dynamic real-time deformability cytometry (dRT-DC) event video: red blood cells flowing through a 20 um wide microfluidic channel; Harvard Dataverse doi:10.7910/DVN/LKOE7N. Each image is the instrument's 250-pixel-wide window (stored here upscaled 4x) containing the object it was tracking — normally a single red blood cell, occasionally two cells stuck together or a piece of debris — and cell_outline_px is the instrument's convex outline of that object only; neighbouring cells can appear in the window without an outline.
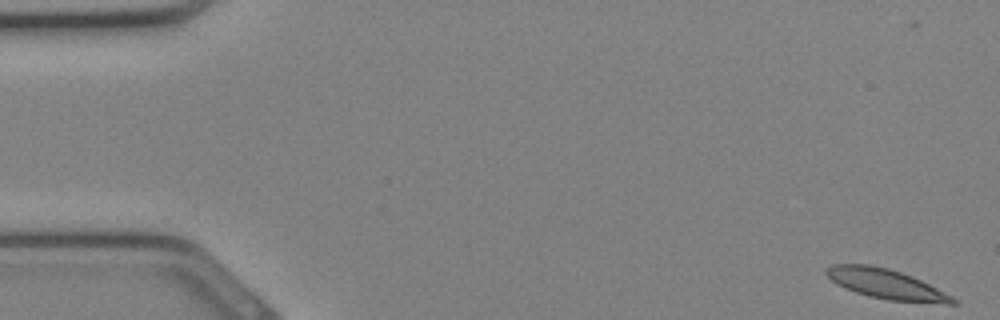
{"species": "Egyptian fruit bat (a non-hibernating species)", "species_latin": "Rousettus aegyptiacus", "temperature_condition": "cold", "stored_images_in_passage": 33, "camera_frame_rate_fps": 3000, "um_per_image_px": 0.085, "animal": {"sex": "female"}, "frame": {"image": 1, "passage_image": 1, "time_ms": 0.0, "image_size_px": [1000, 320], "cell_outline_px": [[960, 304], [948, 304], [888, 300], [868, 296], [844, 288], [836, 284], [824, 272], [824, 268], [832, 264], [868, 264], [888, 268], [912, 276], [960, 300]], "centroid_in_image_um": [75.32, 24.15], "position_along_channel_um": 9.7, "area_um2": 22.08}}
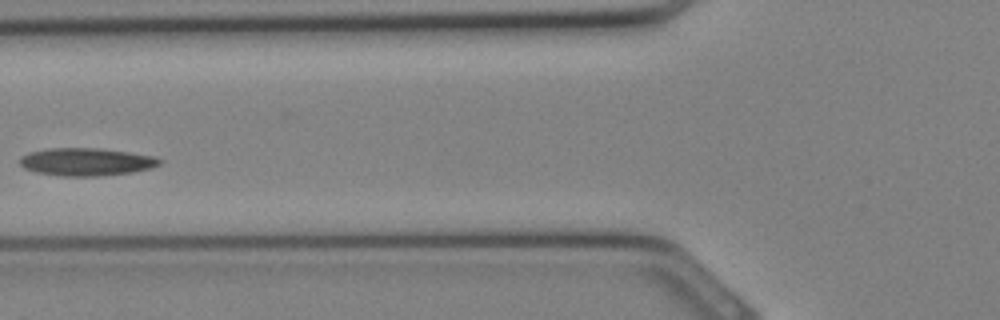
{"frame": {"image": 2, "passage_image": 13, "time_ms": 4.0, "image_size_px": [1000, 320], "cell_outline_px": [[164, 160], [160, 164], [152, 168], [132, 172], [100, 176], [64, 176], [36, 172], [24, 168], [20, 164], [20, 156], [28, 152], [48, 148], [100, 148], [156, 156]], "centroid_in_image_um": [7.36, 13.75], "position_along_channel_um": 118.4, "area_um2": 22.77}}
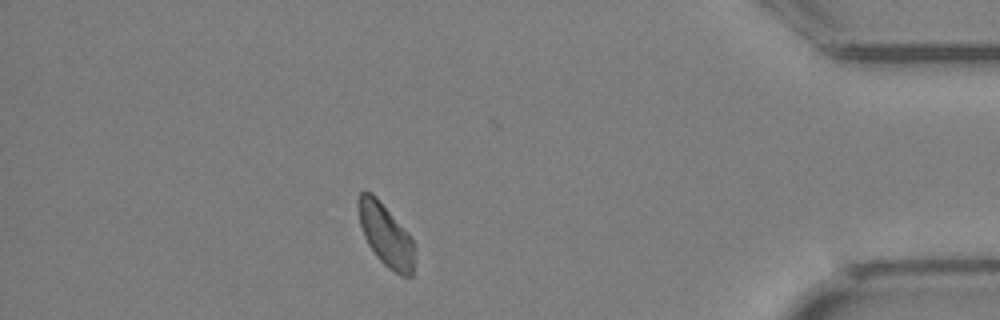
{"frame": {"image": 3, "passage_image": 29, "time_ms": 9.333, "image_size_px": [1000, 320], "cell_outline_px": [[416, 244], [412, 276], [400, 276], [388, 268], [376, 256], [368, 244], [364, 236], [360, 224], [356, 208], [356, 200], [360, 192], [372, 192], [376, 196], [408, 232]], "centroid_in_image_um": [32.79, 19.97], "position_along_channel_um": 402.4, "area_um2": 20.87}}